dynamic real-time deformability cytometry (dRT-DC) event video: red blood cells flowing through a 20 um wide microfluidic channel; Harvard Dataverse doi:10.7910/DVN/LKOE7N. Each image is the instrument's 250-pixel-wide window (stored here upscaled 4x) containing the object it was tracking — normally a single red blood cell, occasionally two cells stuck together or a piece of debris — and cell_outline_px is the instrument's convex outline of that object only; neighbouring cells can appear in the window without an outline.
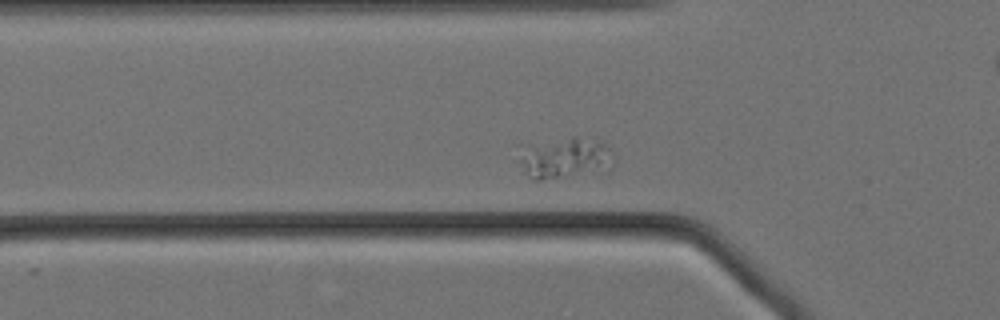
{"species": "Egyptian fruit bat (a non-hibernating species)", "species_latin": "Rousettus aegyptiacus", "temperature_condition": "cold", "stored_images_in_passage": 48, "camera_frame_rate_fps": 3000, "um_per_image_px": 0.085, "animal": {"sex": "female"}, "frame": {"image": 1, "passage_image": 4, "time_ms": 1.0, "image_size_px": [1000, 320], "cell_outline_px": [[612, 168], [608, 172], [540, 180], [532, 180], [524, 172], [520, 160], [516, 144], [572, 136], [596, 136], [608, 148], [612, 156]], "centroid_in_image_um": [47.99, 13.39], "position_along_channel_um": 77.8, "area_um2": 24.22}}
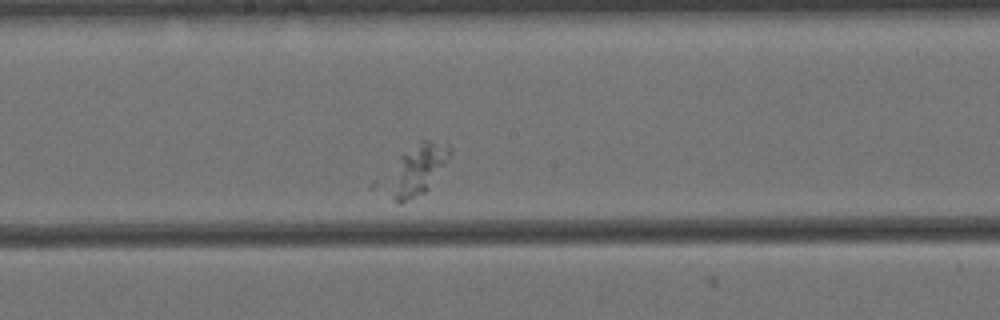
{"frame": {"image": 2, "passage_image": 17, "time_ms": 5.333, "image_size_px": [1000, 320], "cell_outline_px": [[452, 156], [428, 188], [424, 192], [400, 204], [396, 204], [372, 188], [368, 184], [400, 156], [420, 140], [432, 140], [448, 144], [452, 148]], "centroid_in_image_um": [35.08, 14.56], "position_along_channel_um": 213.1, "area_um2": 21.44}}
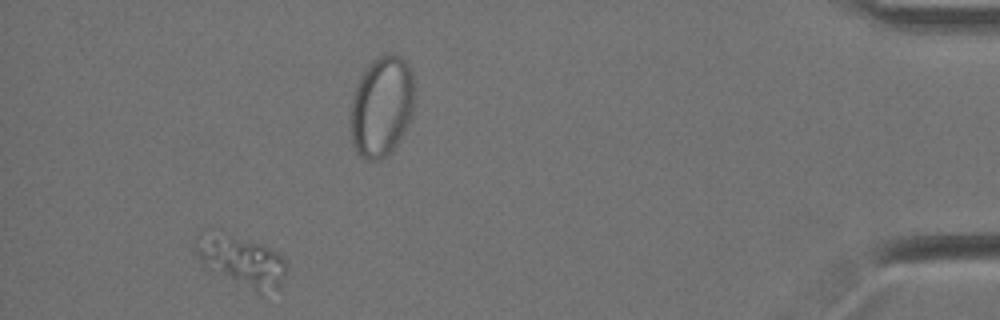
{"frame": {"image": 3, "passage_image": 43, "time_ms": 14.0, "image_size_px": [1000, 320], "cell_outline_px": [[288, 268], [280, 288], [264, 300], [204, 268], [192, 248], [192, 244], [196, 236], [204, 228], [220, 228], [260, 244], [276, 252], [288, 264]], "centroid_in_image_um": [20.45, 22.21], "position_along_channel_um": 414.7, "area_um2": 29.59}}